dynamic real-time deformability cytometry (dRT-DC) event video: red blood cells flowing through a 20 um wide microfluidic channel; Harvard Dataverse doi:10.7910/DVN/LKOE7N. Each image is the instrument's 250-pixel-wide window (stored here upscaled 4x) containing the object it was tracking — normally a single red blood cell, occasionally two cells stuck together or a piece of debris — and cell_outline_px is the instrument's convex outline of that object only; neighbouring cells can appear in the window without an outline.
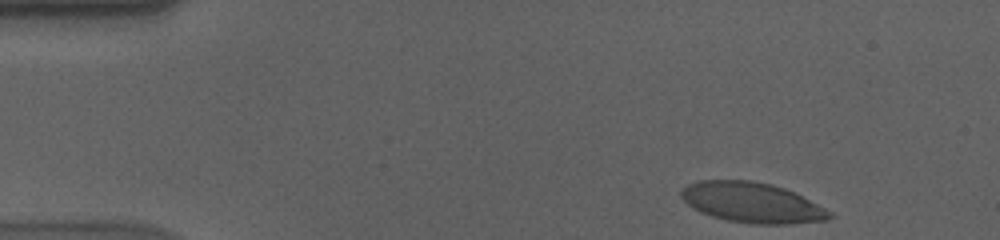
{"species": "human", "species_latin": "Homo sapiens", "temperature_condition": "cold", "stored_images_in_passage": 45, "camera_frame_rate_fps": 3000, "um_per_image_px": 0.085, "donor": {"sex": "male"}, "frame": {"image": 1, "passage_image": 1, "time_ms": 0.0, "image_size_px": [1000, 240], "cell_outline_px": [[836, 216], [828, 220], [792, 224], [752, 224], [728, 220], [712, 216], [700, 212], [692, 208], [680, 196], [680, 192], [688, 184], [696, 180], [752, 180], [772, 184], [784, 188], [832, 212]], "centroid_in_image_um": [63.91, 17.22], "position_along_channel_um": 21.1, "area_um2": 34.8}}
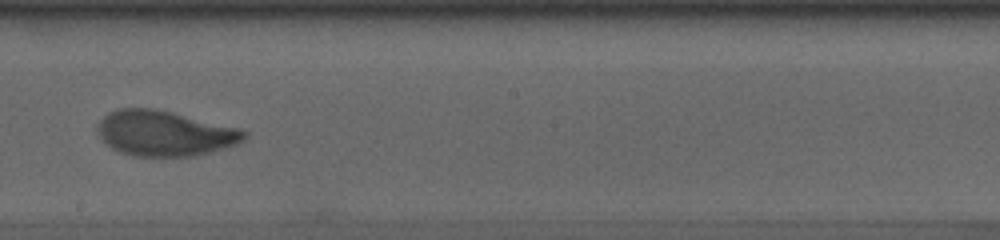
{"frame": {"image": 2, "passage_image": 27, "time_ms": 8.667, "image_size_px": [1000, 240], "cell_outline_px": [[248, 136], [240, 144], [192, 156], [132, 156], [120, 152], [112, 148], [96, 132], [96, 124], [108, 112], [120, 108], [156, 108], [240, 128], [248, 132]], "centroid_in_image_um": [14.01, 11.32], "position_along_channel_um": 234.2, "area_um2": 38.96}}
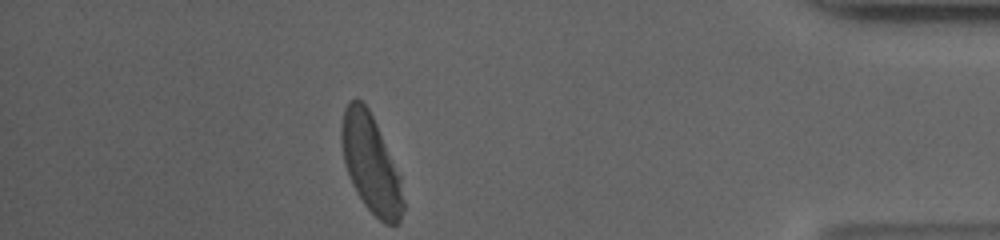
{"frame": {"image": 3, "passage_image": 45, "time_ms": 14.667, "image_size_px": [1000, 240], "cell_outline_px": [[404, 208], [400, 220], [396, 224], [384, 224], [364, 204], [356, 192], [352, 184], [344, 160], [340, 140], [340, 124], [344, 108], [348, 100], [360, 100], [368, 108], [376, 124], [400, 176], [404, 200]], "centroid_in_image_um": [31.5, 13.92], "position_along_channel_um": 403.7, "area_um2": 34.91}, "authors_computed_cell_mechanics": {"area_um2": 37.57, "velocity_mm_per_s": 3.5407, "shape_relaxation_time_tau1_ms": 4.4835, "shape_relaxation_time_tau2_ms": 0.8639, "deformation_change_tau1": 0.189, "deformation_change_tau2": 0.057}}